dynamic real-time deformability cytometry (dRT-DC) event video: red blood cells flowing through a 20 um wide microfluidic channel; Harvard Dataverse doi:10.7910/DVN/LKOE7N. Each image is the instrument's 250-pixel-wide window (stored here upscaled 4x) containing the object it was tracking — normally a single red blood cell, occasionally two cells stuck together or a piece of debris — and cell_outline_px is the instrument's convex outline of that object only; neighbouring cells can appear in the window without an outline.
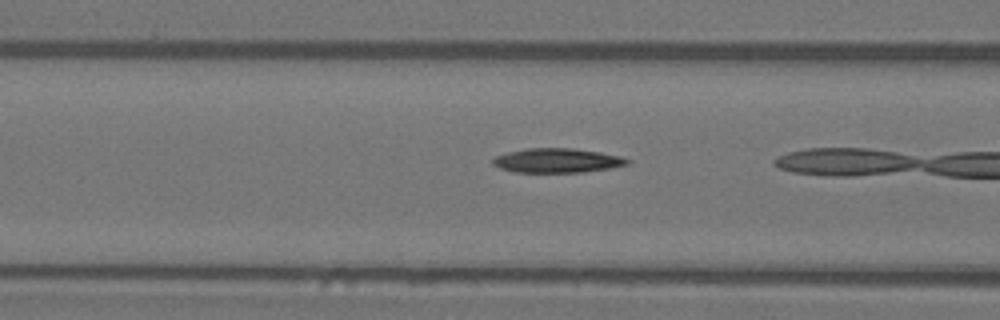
{"species": "Egyptian fruit bat (a non-hibernating species)", "species_latin": "Rousettus aegyptiacus", "temperature_condition": "warm", "stored_images_in_passage": 10, "camera_frame_rate_fps": 3000, "um_per_image_px": 0.085, "animal": {"sex": "female"}, "frame": {"image": 1, "passage_image": 4, "time_ms": 1.0, "image_size_px": [1000, 320], "cell_outline_px": [[632, 164], [612, 168], [584, 172], [516, 172], [500, 168], [492, 164], [492, 160], [496, 156], [508, 152], [528, 148], [572, 148], [600, 152], [620, 156], [632, 160]], "centroid_in_image_um": [47.42, 13.65], "position_along_channel_um": 119.2, "area_um2": 19.19}}
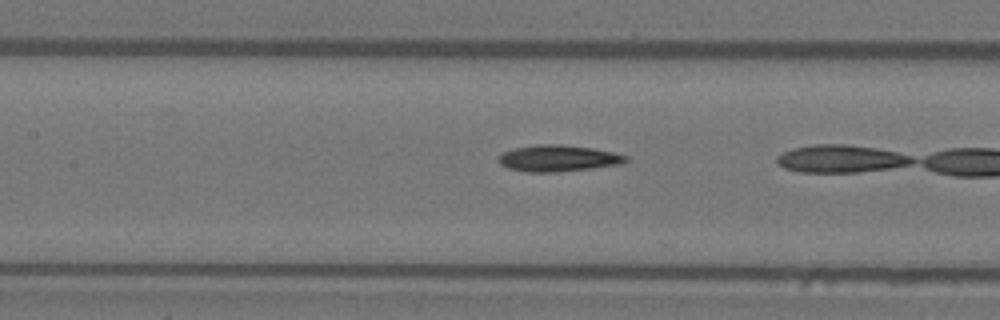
{"frame": {"image": 2, "passage_image": 7, "time_ms": 2.0, "image_size_px": [1000, 320], "cell_outline_px": [[628, 160], [620, 164], [592, 168], [556, 172], [524, 172], [508, 168], [500, 164], [496, 160], [496, 156], [500, 152], [516, 148], [540, 144], [560, 144], [592, 148], [612, 152], [628, 156]], "centroid_in_image_um": [47.37, 13.46], "position_along_channel_um": 160.0, "area_um2": 19.71}}